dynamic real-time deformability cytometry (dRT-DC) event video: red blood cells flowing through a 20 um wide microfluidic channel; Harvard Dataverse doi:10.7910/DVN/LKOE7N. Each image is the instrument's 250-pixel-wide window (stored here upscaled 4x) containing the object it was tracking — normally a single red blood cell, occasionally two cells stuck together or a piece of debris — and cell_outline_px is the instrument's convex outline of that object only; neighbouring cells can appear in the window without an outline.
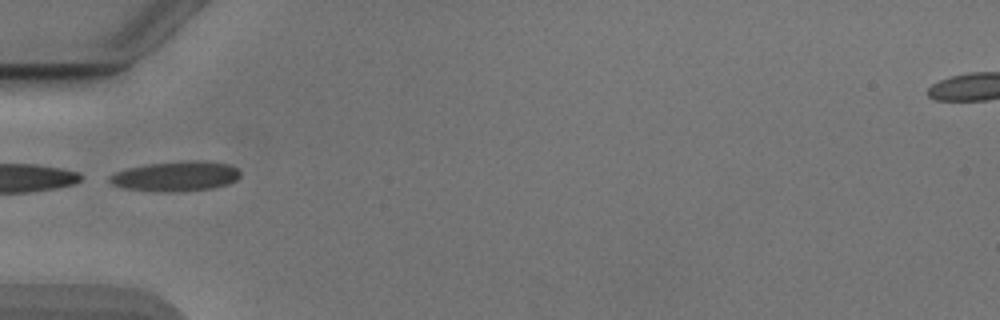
{"species": "Egyptian fruit bat (a non-hibernating species)", "species_latin": "Rousettus aegyptiacus", "temperature_condition": "cold", "stored_images_in_passage": 35, "camera_frame_rate_fps": 3000, "um_per_image_px": 0.085, "animal": {"sex": "male"}, "frame": {"image": 1, "passage_image": 1, "time_ms": 0.0, "image_size_px": [1000, 320], "cell_outline_px": [[240, 176], [236, 180], [228, 184], [212, 188], [176, 192], [164, 192], [124, 188], [112, 184], [108, 180], [108, 176], [116, 172], [128, 168], [144, 164], [192, 160], [208, 160], [228, 164], [236, 168], [240, 172]], "centroid_in_image_um": [14.95, 14.97], "position_along_channel_um": 70.0, "area_um2": 22.95}}
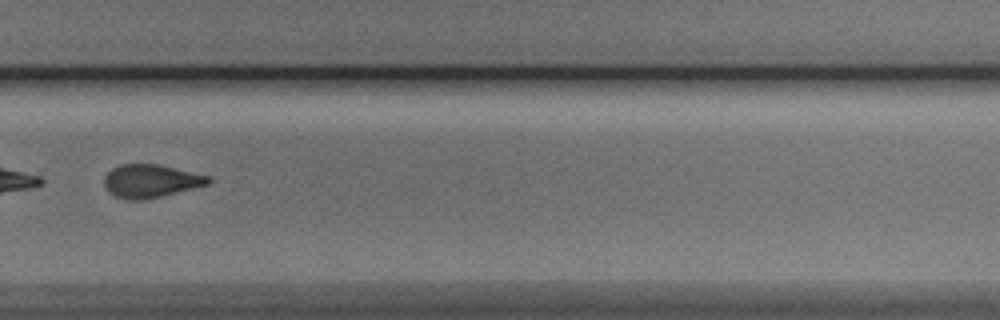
{"frame": {"image": 2, "passage_image": 20, "time_ms": 6.333, "image_size_px": [1000, 320], "cell_outline_px": [[212, 180], [208, 184], [160, 196], [140, 200], [132, 200], [116, 196], [108, 192], [104, 184], [104, 176], [112, 168], [120, 164], [160, 164], [208, 176]], "centroid_in_image_um": [12.77, 15.37], "position_along_channel_um": 317.0, "area_um2": 19.83}, "authors_computed_cell_mechanics": {"area_um2": 21.675, "velocity_mm_per_s": 3.904, "shape_relaxation_time_tau1_ms": 3.0344, "shape_relaxation_time_tau2_ms": 2.7702, "deformation_change_tau1": 0.1277, "deformation_change_tau2": 0.086}}